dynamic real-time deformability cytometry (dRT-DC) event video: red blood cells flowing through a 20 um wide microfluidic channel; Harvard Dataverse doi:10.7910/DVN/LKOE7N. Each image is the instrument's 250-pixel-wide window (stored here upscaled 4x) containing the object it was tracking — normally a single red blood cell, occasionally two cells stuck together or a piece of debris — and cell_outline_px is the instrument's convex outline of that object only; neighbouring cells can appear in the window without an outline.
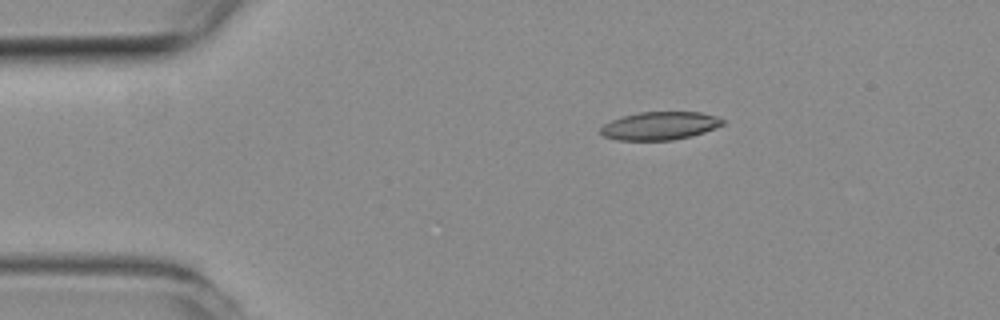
{"species": "common noctule bat (a hibernating species)", "species_latin": "Nyctalus noctula", "temperature_condition": "room temperature", "stored_images_in_passage": 43, "camera_frame_rate_fps": 3000, "um_per_image_px": 0.085, "animal": {"sex": "female", "body_mass_g": 19.3, "forearm_length_mm": 54.1}, "frame": {"image": 1, "passage_image": 1, "time_ms": 0.0, "image_size_px": [1000, 320], "cell_outline_px": [[724, 124], [704, 132], [692, 136], [672, 140], [616, 140], [604, 136], [600, 132], [600, 128], [604, 124], [612, 120], [624, 116], [640, 112], [700, 112], [716, 116], [724, 120]], "centroid_in_image_um": [56.09, 10.69], "position_along_channel_um": 28.9, "area_um2": 19.88}}
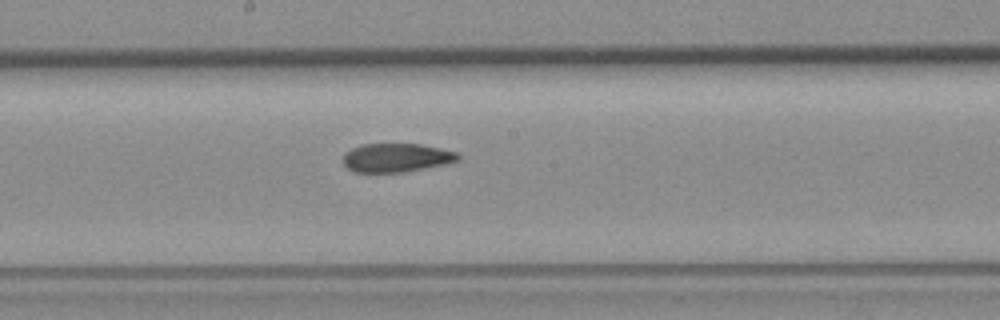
{"frame": {"image": 2, "passage_image": 19, "time_ms": 6.0, "image_size_px": [1000, 320], "cell_outline_px": [[460, 160], [400, 172], [352, 172], [344, 164], [344, 152], [360, 144], [420, 144], [456, 152], [460, 156]], "centroid_in_image_um": [33.62, 13.39], "position_along_channel_um": 214.6, "area_um2": 18.84}}
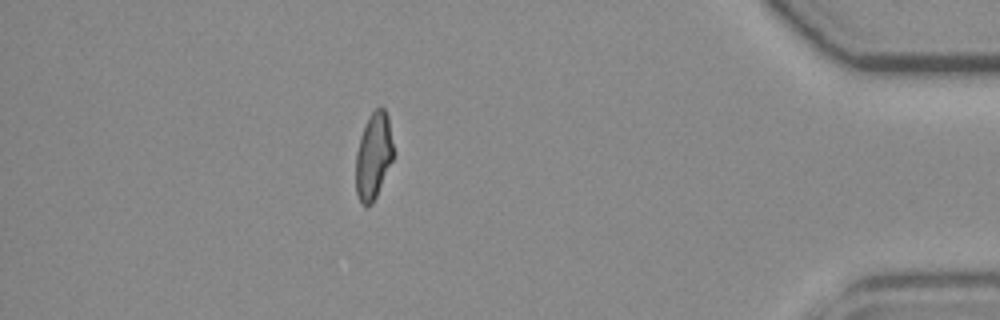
{"frame": {"image": 3, "passage_image": 37, "time_ms": 12.0, "image_size_px": [1000, 320], "cell_outline_px": [[392, 160], [376, 196], [372, 204], [360, 204], [356, 192], [356, 152], [360, 136], [368, 116], [380, 104], [384, 108], [388, 116], [392, 144]], "centroid_in_image_um": [31.72, 13.22], "position_along_channel_um": 403.5, "area_um2": 18.73}, "authors_computed_cell_mechanics": {"area_um2": 20.1722, "velocity_mm_per_s": 3.9759, "shape_relaxation_time_tau1_ms": null, "shape_relaxation_time_tau2_ms": 3.0251, "deformation_change_tau1": null, "deformation_change_tau2": 0.1033}}